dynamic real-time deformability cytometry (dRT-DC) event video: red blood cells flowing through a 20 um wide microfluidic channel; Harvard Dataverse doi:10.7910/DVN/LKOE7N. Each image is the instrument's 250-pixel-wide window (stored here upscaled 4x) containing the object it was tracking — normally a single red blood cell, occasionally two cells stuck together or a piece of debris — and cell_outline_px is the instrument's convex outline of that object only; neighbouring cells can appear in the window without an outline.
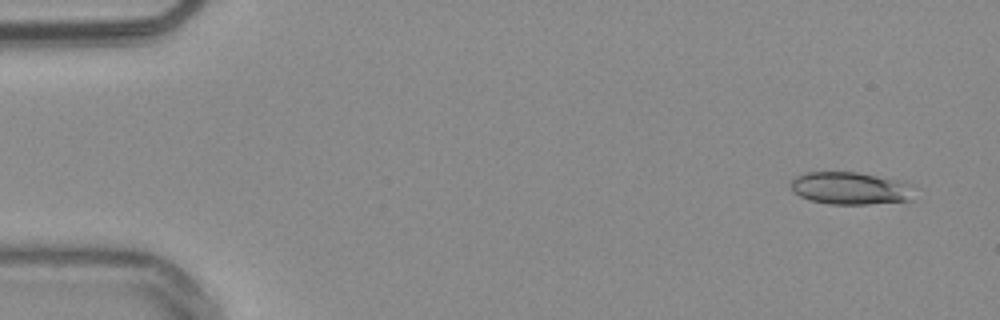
{"species": "common noctule bat (a hibernating species)", "species_latin": "Nyctalus noctula", "temperature_condition": "warm", "stored_images_in_passage": 50, "camera_frame_rate_fps": 3000, "um_per_image_px": 0.085, "animal": {"sex": "male", "body_mass_g": 20.4}, "frame": {"image": 1, "passage_image": 3, "time_ms": 0.667, "image_size_px": [1000, 320], "cell_outline_px": [[912, 200], [868, 204], [828, 204], [812, 200], [800, 196], [792, 192], [788, 184], [796, 176], [804, 172], [856, 172], [904, 180], [912, 184]], "centroid_in_image_um": [72.27, 15.99], "position_along_channel_um": 12.7, "area_um2": 23.7}}
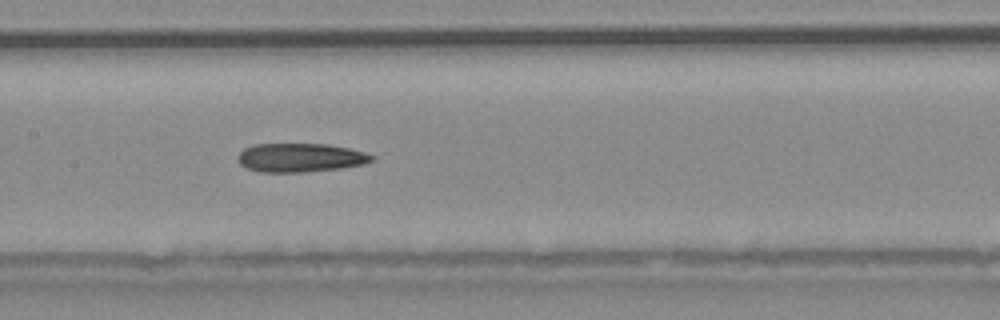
{"frame": {"image": 2, "passage_image": 26, "time_ms": 8.333, "image_size_px": [1000, 320], "cell_outline_px": [[376, 160], [364, 164], [340, 168], [304, 172], [260, 172], [248, 168], [240, 164], [236, 160], [236, 156], [244, 148], [252, 144], [328, 144], [348, 148], [364, 152], [376, 156]], "centroid_in_image_um": [25.52, 13.4], "position_along_channel_um": 181.9, "area_um2": 22.66}}
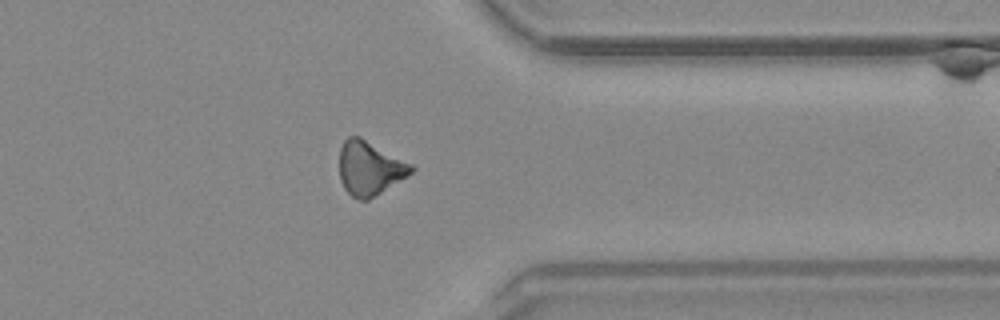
{"frame": {"image": 3, "passage_image": 42, "time_ms": 13.667, "image_size_px": [1000, 320], "cell_outline_px": [[416, 168], [408, 176], [368, 200], [360, 200], [352, 196], [344, 188], [340, 180], [340, 148], [344, 140], [348, 136], [360, 136], [412, 164]], "centroid_in_image_um": [31.42, 14.29], "position_along_channel_um": 380.0, "area_um2": 22.6}}